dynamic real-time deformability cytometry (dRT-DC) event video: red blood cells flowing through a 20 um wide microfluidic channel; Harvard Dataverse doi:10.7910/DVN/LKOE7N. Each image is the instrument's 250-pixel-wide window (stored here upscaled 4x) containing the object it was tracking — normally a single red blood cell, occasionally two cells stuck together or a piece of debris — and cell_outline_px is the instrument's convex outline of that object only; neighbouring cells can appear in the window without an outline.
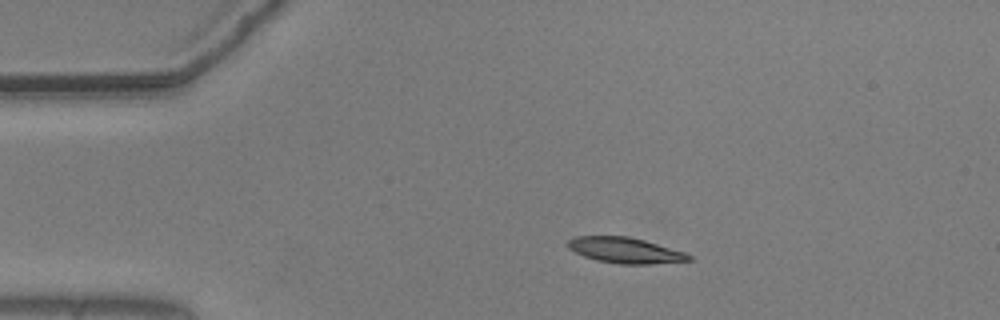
{"species": "common noctule bat (a hibernating species)", "species_latin": "Nyctalus noctula", "temperature_condition": "warm", "stored_images_in_passage": 27, "camera_frame_rate_fps": 3000, "um_per_image_px": 0.085, "animal": {"sex": "male", "body_mass_g": 20.5, "forearm_length_mm": 52.5}, "frame": {"image": 1, "passage_image": 1, "time_ms": 0.0, "image_size_px": [1000, 320], "cell_outline_px": [[692, 260], [648, 264], [620, 264], [596, 260], [584, 256], [568, 248], [564, 244], [568, 240], [576, 236], [628, 236], [644, 240], [684, 252], [692, 256]], "centroid_in_image_um": [53.09, 21.27], "position_along_channel_um": 31.9, "area_um2": 18.03}}
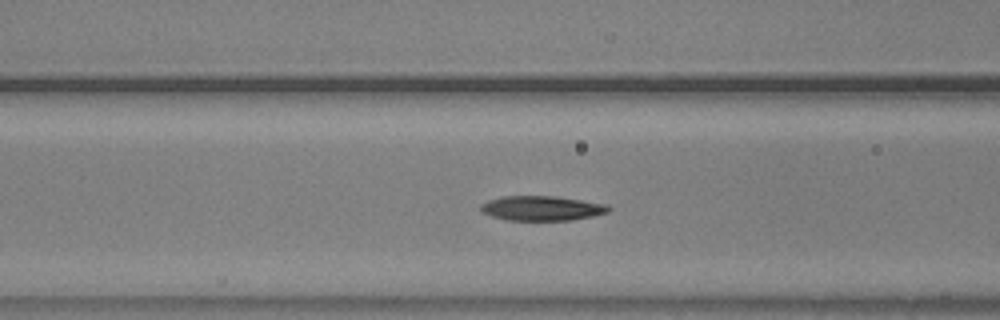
{"frame": {"image": 2, "passage_image": 12, "time_ms": 3.667, "image_size_px": [1000, 320], "cell_outline_px": [[612, 208], [608, 212], [592, 216], [572, 220], [508, 220], [492, 216], [480, 212], [480, 204], [488, 200], [504, 196], [556, 196], [608, 204]], "centroid_in_image_um": [46.06, 17.69], "position_along_channel_um": 120.5, "area_um2": 18.5}}
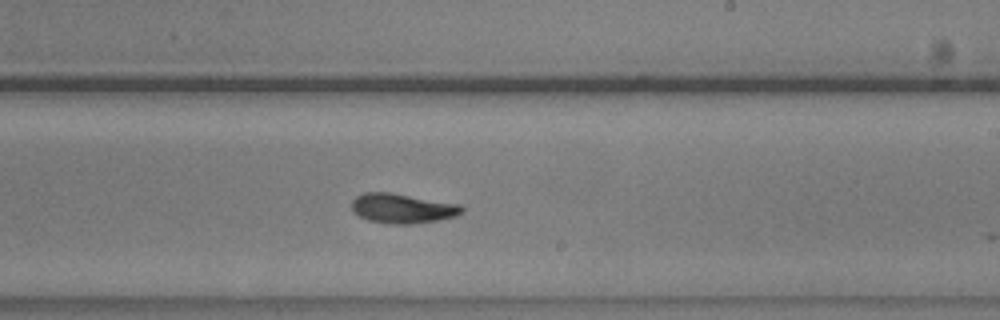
{"frame": {"image": 3, "passage_image": 23, "time_ms": 7.333, "image_size_px": [1000, 320], "cell_outline_px": [[464, 212], [456, 216], [440, 220], [408, 224], [388, 224], [368, 220], [360, 216], [352, 208], [352, 200], [356, 196], [364, 192], [388, 192], [460, 204], [464, 208]], "centroid_in_image_um": [34.23, 17.71], "position_along_channel_um": 254.8, "area_um2": 19.02}}